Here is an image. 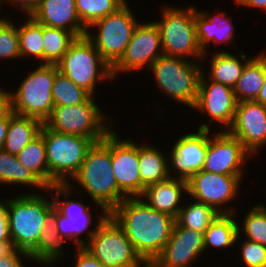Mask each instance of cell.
Masks as SVG:
<instances>
[{
    "instance_id": "cell-1",
    "label": "cell",
    "mask_w": 266,
    "mask_h": 267,
    "mask_svg": "<svg viewBox=\"0 0 266 267\" xmlns=\"http://www.w3.org/2000/svg\"><path fill=\"white\" fill-rule=\"evenodd\" d=\"M109 215L148 265L161 253L176 224L175 218L149 207L140 197L125 198Z\"/></svg>"
},
{
    "instance_id": "cell-2",
    "label": "cell",
    "mask_w": 266,
    "mask_h": 267,
    "mask_svg": "<svg viewBox=\"0 0 266 267\" xmlns=\"http://www.w3.org/2000/svg\"><path fill=\"white\" fill-rule=\"evenodd\" d=\"M111 161V131L102 141L89 149L77 174L71 179L77 183L68 185L79 195V190L92 199L96 208L110 213L122 200L127 198L118 188ZM75 181V182H74ZM79 189V190H77Z\"/></svg>"
},
{
    "instance_id": "cell-3",
    "label": "cell",
    "mask_w": 266,
    "mask_h": 267,
    "mask_svg": "<svg viewBox=\"0 0 266 267\" xmlns=\"http://www.w3.org/2000/svg\"><path fill=\"white\" fill-rule=\"evenodd\" d=\"M47 193L51 194L54 208L51 216L55 219V228L61 238H65L68 242H74L75 248L83 247L90 241L96 233L98 226L109 215L107 211L97 213V220L92 219L93 213L89 203H83L80 198L73 200L76 197V192L68 184H55L47 188ZM100 214V215H99ZM95 221V222H93ZM92 223V224H91ZM95 223V224H94ZM91 225H95L94 227ZM93 227V228H92ZM90 228V229H89ZM92 228V229H91ZM83 233H86L85 238H81Z\"/></svg>"
},
{
    "instance_id": "cell-4",
    "label": "cell",
    "mask_w": 266,
    "mask_h": 267,
    "mask_svg": "<svg viewBox=\"0 0 266 267\" xmlns=\"http://www.w3.org/2000/svg\"><path fill=\"white\" fill-rule=\"evenodd\" d=\"M53 208L51 196L39 190L8 198L9 234L16 249L29 254L36 247Z\"/></svg>"
},
{
    "instance_id": "cell-5",
    "label": "cell",
    "mask_w": 266,
    "mask_h": 267,
    "mask_svg": "<svg viewBox=\"0 0 266 267\" xmlns=\"http://www.w3.org/2000/svg\"><path fill=\"white\" fill-rule=\"evenodd\" d=\"M203 67L201 61L163 55L151 64L149 72L160 94L191 109L198 96Z\"/></svg>"
},
{
    "instance_id": "cell-6",
    "label": "cell",
    "mask_w": 266,
    "mask_h": 267,
    "mask_svg": "<svg viewBox=\"0 0 266 267\" xmlns=\"http://www.w3.org/2000/svg\"><path fill=\"white\" fill-rule=\"evenodd\" d=\"M160 9L161 19L154 22L160 32L164 55L202 61L204 54L196 38L195 6L185 8L165 3Z\"/></svg>"
},
{
    "instance_id": "cell-7",
    "label": "cell",
    "mask_w": 266,
    "mask_h": 267,
    "mask_svg": "<svg viewBox=\"0 0 266 267\" xmlns=\"http://www.w3.org/2000/svg\"><path fill=\"white\" fill-rule=\"evenodd\" d=\"M40 134L45 141L48 187L55 184L70 183L95 142L82 136L55 132L50 130L44 123Z\"/></svg>"
},
{
    "instance_id": "cell-8",
    "label": "cell",
    "mask_w": 266,
    "mask_h": 267,
    "mask_svg": "<svg viewBox=\"0 0 266 267\" xmlns=\"http://www.w3.org/2000/svg\"><path fill=\"white\" fill-rule=\"evenodd\" d=\"M95 97L90 96L82 104L54 106L44 124L55 132L82 136L92 139L95 143L102 141L115 127V123L112 116L102 112L103 109H100Z\"/></svg>"
},
{
    "instance_id": "cell-9",
    "label": "cell",
    "mask_w": 266,
    "mask_h": 267,
    "mask_svg": "<svg viewBox=\"0 0 266 267\" xmlns=\"http://www.w3.org/2000/svg\"><path fill=\"white\" fill-rule=\"evenodd\" d=\"M56 66L60 73L91 96H96L98 83L114 80L112 67L86 36L77 37Z\"/></svg>"
},
{
    "instance_id": "cell-10",
    "label": "cell",
    "mask_w": 266,
    "mask_h": 267,
    "mask_svg": "<svg viewBox=\"0 0 266 267\" xmlns=\"http://www.w3.org/2000/svg\"><path fill=\"white\" fill-rule=\"evenodd\" d=\"M28 73L19 87L15 90L9 89L11 111L44 123L54 108L52 87L55 65L39 64Z\"/></svg>"
},
{
    "instance_id": "cell-11",
    "label": "cell",
    "mask_w": 266,
    "mask_h": 267,
    "mask_svg": "<svg viewBox=\"0 0 266 267\" xmlns=\"http://www.w3.org/2000/svg\"><path fill=\"white\" fill-rule=\"evenodd\" d=\"M128 3L127 1L115 13L96 21L86 31L85 36L111 67L121 59L136 26L142 21L136 18L137 14L132 12Z\"/></svg>"
},
{
    "instance_id": "cell-12",
    "label": "cell",
    "mask_w": 266,
    "mask_h": 267,
    "mask_svg": "<svg viewBox=\"0 0 266 267\" xmlns=\"http://www.w3.org/2000/svg\"><path fill=\"white\" fill-rule=\"evenodd\" d=\"M83 248L105 267H149L110 215L101 222Z\"/></svg>"
},
{
    "instance_id": "cell-13",
    "label": "cell",
    "mask_w": 266,
    "mask_h": 267,
    "mask_svg": "<svg viewBox=\"0 0 266 267\" xmlns=\"http://www.w3.org/2000/svg\"><path fill=\"white\" fill-rule=\"evenodd\" d=\"M242 180L244 175H223L201 170L187 181V196L212 206L220 214L238 213L235 211L237 207L229 203L233 204L240 198Z\"/></svg>"
},
{
    "instance_id": "cell-14",
    "label": "cell",
    "mask_w": 266,
    "mask_h": 267,
    "mask_svg": "<svg viewBox=\"0 0 266 267\" xmlns=\"http://www.w3.org/2000/svg\"><path fill=\"white\" fill-rule=\"evenodd\" d=\"M209 124H201L197 131L178 136L168 153V173L170 177L188 181L195 173L202 170L208 139L210 137ZM176 175V176H175Z\"/></svg>"
},
{
    "instance_id": "cell-15",
    "label": "cell",
    "mask_w": 266,
    "mask_h": 267,
    "mask_svg": "<svg viewBox=\"0 0 266 267\" xmlns=\"http://www.w3.org/2000/svg\"><path fill=\"white\" fill-rule=\"evenodd\" d=\"M160 32L153 21L139 22L121 59L112 67L115 81L119 73L149 70L151 64L163 56ZM118 74V75H117Z\"/></svg>"
},
{
    "instance_id": "cell-16",
    "label": "cell",
    "mask_w": 266,
    "mask_h": 267,
    "mask_svg": "<svg viewBox=\"0 0 266 267\" xmlns=\"http://www.w3.org/2000/svg\"><path fill=\"white\" fill-rule=\"evenodd\" d=\"M252 155L227 131L211 132L202 170L223 175H245L247 160Z\"/></svg>"
},
{
    "instance_id": "cell-17",
    "label": "cell",
    "mask_w": 266,
    "mask_h": 267,
    "mask_svg": "<svg viewBox=\"0 0 266 267\" xmlns=\"http://www.w3.org/2000/svg\"><path fill=\"white\" fill-rule=\"evenodd\" d=\"M116 130H111V161L118 188L127 198L140 197L139 143L133 137L121 139Z\"/></svg>"
},
{
    "instance_id": "cell-18",
    "label": "cell",
    "mask_w": 266,
    "mask_h": 267,
    "mask_svg": "<svg viewBox=\"0 0 266 267\" xmlns=\"http://www.w3.org/2000/svg\"><path fill=\"white\" fill-rule=\"evenodd\" d=\"M237 101L232 88L210 80L202 72L198 96L192 109L203 113L211 123L220 125L219 131H227L231 126Z\"/></svg>"
},
{
    "instance_id": "cell-19",
    "label": "cell",
    "mask_w": 266,
    "mask_h": 267,
    "mask_svg": "<svg viewBox=\"0 0 266 267\" xmlns=\"http://www.w3.org/2000/svg\"><path fill=\"white\" fill-rule=\"evenodd\" d=\"M227 132L236 137L252 156L259 154L266 145V107L255 101L237 103Z\"/></svg>"
},
{
    "instance_id": "cell-20",
    "label": "cell",
    "mask_w": 266,
    "mask_h": 267,
    "mask_svg": "<svg viewBox=\"0 0 266 267\" xmlns=\"http://www.w3.org/2000/svg\"><path fill=\"white\" fill-rule=\"evenodd\" d=\"M204 252L203 233L176 223L168 242L149 267H192Z\"/></svg>"
},
{
    "instance_id": "cell-21",
    "label": "cell",
    "mask_w": 266,
    "mask_h": 267,
    "mask_svg": "<svg viewBox=\"0 0 266 267\" xmlns=\"http://www.w3.org/2000/svg\"><path fill=\"white\" fill-rule=\"evenodd\" d=\"M232 18L227 17L226 11H220L218 13L213 12L211 14L209 10H198L195 7V27H196V38L199 47L203 51L202 65L206 58H209L208 52L210 43H217L218 45L225 43L232 44L235 51L238 49L236 43L233 42L235 39V27ZM235 43V44H233Z\"/></svg>"
},
{
    "instance_id": "cell-22",
    "label": "cell",
    "mask_w": 266,
    "mask_h": 267,
    "mask_svg": "<svg viewBox=\"0 0 266 267\" xmlns=\"http://www.w3.org/2000/svg\"><path fill=\"white\" fill-rule=\"evenodd\" d=\"M30 16L38 23L65 29L77 37L86 35L87 29L78 17L75 0H40Z\"/></svg>"
},
{
    "instance_id": "cell-23",
    "label": "cell",
    "mask_w": 266,
    "mask_h": 267,
    "mask_svg": "<svg viewBox=\"0 0 266 267\" xmlns=\"http://www.w3.org/2000/svg\"><path fill=\"white\" fill-rule=\"evenodd\" d=\"M184 195H188L187 181L169 177L146 187L140 198L149 207L176 219L183 203H187Z\"/></svg>"
},
{
    "instance_id": "cell-24",
    "label": "cell",
    "mask_w": 266,
    "mask_h": 267,
    "mask_svg": "<svg viewBox=\"0 0 266 267\" xmlns=\"http://www.w3.org/2000/svg\"><path fill=\"white\" fill-rule=\"evenodd\" d=\"M239 51V52H238ZM237 53H231L224 49L216 50L210 57V63L207 70L202 68L206 76L215 82L234 88L245 65L254 57L247 56L243 51L237 50ZM239 55V56H238ZM208 71V75L205 71Z\"/></svg>"
},
{
    "instance_id": "cell-25",
    "label": "cell",
    "mask_w": 266,
    "mask_h": 267,
    "mask_svg": "<svg viewBox=\"0 0 266 267\" xmlns=\"http://www.w3.org/2000/svg\"><path fill=\"white\" fill-rule=\"evenodd\" d=\"M67 240L61 238L55 228V219L50 215L36 247L29 253L32 262L39 263L44 267H55L60 261L65 259L69 252H65L64 243ZM66 254V256H65Z\"/></svg>"
},
{
    "instance_id": "cell-26",
    "label": "cell",
    "mask_w": 266,
    "mask_h": 267,
    "mask_svg": "<svg viewBox=\"0 0 266 267\" xmlns=\"http://www.w3.org/2000/svg\"><path fill=\"white\" fill-rule=\"evenodd\" d=\"M143 143V144H142ZM139 142V171L141 176V195L144 189L157 182L168 179V154L149 143Z\"/></svg>"
},
{
    "instance_id": "cell-27",
    "label": "cell",
    "mask_w": 266,
    "mask_h": 267,
    "mask_svg": "<svg viewBox=\"0 0 266 267\" xmlns=\"http://www.w3.org/2000/svg\"><path fill=\"white\" fill-rule=\"evenodd\" d=\"M43 123L36 118L9 112V127L3 150L18 155L39 134Z\"/></svg>"
},
{
    "instance_id": "cell-28",
    "label": "cell",
    "mask_w": 266,
    "mask_h": 267,
    "mask_svg": "<svg viewBox=\"0 0 266 267\" xmlns=\"http://www.w3.org/2000/svg\"><path fill=\"white\" fill-rule=\"evenodd\" d=\"M236 213L220 214L204 232L205 252L210 248L229 251L239 242L238 218ZM236 218V219H235Z\"/></svg>"
},
{
    "instance_id": "cell-29",
    "label": "cell",
    "mask_w": 266,
    "mask_h": 267,
    "mask_svg": "<svg viewBox=\"0 0 266 267\" xmlns=\"http://www.w3.org/2000/svg\"><path fill=\"white\" fill-rule=\"evenodd\" d=\"M265 51L255 56L245 65L242 75L233 88L237 103L255 101L264 84Z\"/></svg>"
},
{
    "instance_id": "cell-30",
    "label": "cell",
    "mask_w": 266,
    "mask_h": 267,
    "mask_svg": "<svg viewBox=\"0 0 266 267\" xmlns=\"http://www.w3.org/2000/svg\"><path fill=\"white\" fill-rule=\"evenodd\" d=\"M27 186L34 190L40 188L44 193L47 186L29 169L25 168L18 160L17 155L0 150V185Z\"/></svg>"
},
{
    "instance_id": "cell-31",
    "label": "cell",
    "mask_w": 266,
    "mask_h": 267,
    "mask_svg": "<svg viewBox=\"0 0 266 267\" xmlns=\"http://www.w3.org/2000/svg\"><path fill=\"white\" fill-rule=\"evenodd\" d=\"M193 201L186 205L183 203L176 223L183 228L203 233L210 224L220 215V213L210 205L203 202Z\"/></svg>"
},
{
    "instance_id": "cell-32",
    "label": "cell",
    "mask_w": 266,
    "mask_h": 267,
    "mask_svg": "<svg viewBox=\"0 0 266 267\" xmlns=\"http://www.w3.org/2000/svg\"><path fill=\"white\" fill-rule=\"evenodd\" d=\"M19 22L21 25L17 27L21 58L32 57L31 59H36L39 64H43V24L38 23L31 16Z\"/></svg>"
},
{
    "instance_id": "cell-33",
    "label": "cell",
    "mask_w": 266,
    "mask_h": 267,
    "mask_svg": "<svg viewBox=\"0 0 266 267\" xmlns=\"http://www.w3.org/2000/svg\"><path fill=\"white\" fill-rule=\"evenodd\" d=\"M76 38L73 32L43 25V64L56 65Z\"/></svg>"
},
{
    "instance_id": "cell-34",
    "label": "cell",
    "mask_w": 266,
    "mask_h": 267,
    "mask_svg": "<svg viewBox=\"0 0 266 267\" xmlns=\"http://www.w3.org/2000/svg\"><path fill=\"white\" fill-rule=\"evenodd\" d=\"M19 162L48 187V164L44 137L39 134L17 155Z\"/></svg>"
},
{
    "instance_id": "cell-35",
    "label": "cell",
    "mask_w": 266,
    "mask_h": 267,
    "mask_svg": "<svg viewBox=\"0 0 266 267\" xmlns=\"http://www.w3.org/2000/svg\"><path fill=\"white\" fill-rule=\"evenodd\" d=\"M128 0H75L78 17L88 29L96 21L115 13Z\"/></svg>"
},
{
    "instance_id": "cell-36",
    "label": "cell",
    "mask_w": 266,
    "mask_h": 267,
    "mask_svg": "<svg viewBox=\"0 0 266 267\" xmlns=\"http://www.w3.org/2000/svg\"><path fill=\"white\" fill-rule=\"evenodd\" d=\"M91 95L75 85L68 77L60 73L55 65V79L52 87L54 106H72L84 103Z\"/></svg>"
},
{
    "instance_id": "cell-37",
    "label": "cell",
    "mask_w": 266,
    "mask_h": 267,
    "mask_svg": "<svg viewBox=\"0 0 266 267\" xmlns=\"http://www.w3.org/2000/svg\"><path fill=\"white\" fill-rule=\"evenodd\" d=\"M247 211L241 218L243 220H238L239 238L244 235L243 238L266 246V212L259 204L249 207Z\"/></svg>"
},
{
    "instance_id": "cell-38",
    "label": "cell",
    "mask_w": 266,
    "mask_h": 267,
    "mask_svg": "<svg viewBox=\"0 0 266 267\" xmlns=\"http://www.w3.org/2000/svg\"><path fill=\"white\" fill-rule=\"evenodd\" d=\"M20 58L18 27L9 18L0 24V59Z\"/></svg>"
},
{
    "instance_id": "cell-39",
    "label": "cell",
    "mask_w": 266,
    "mask_h": 267,
    "mask_svg": "<svg viewBox=\"0 0 266 267\" xmlns=\"http://www.w3.org/2000/svg\"><path fill=\"white\" fill-rule=\"evenodd\" d=\"M240 261L242 267H266V246L243 238L239 243Z\"/></svg>"
},
{
    "instance_id": "cell-40",
    "label": "cell",
    "mask_w": 266,
    "mask_h": 267,
    "mask_svg": "<svg viewBox=\"0 0 266 267\" xmlns=\"http://www.w3.org/2000/svg\"><path fill=\"white\" fill-rule=\"evenodd\" d=\"M23 261L32 262L31 256L24 251L16 249L11 255L0 257V267H26L27 264Z\"/></svg>"
},
{
    "instance_id": "cell-41",
    "label": "cell",
    "mask_w": 266,
    "mask_h": 267,
    "mask_svg": "<svg viewBox=\"0 0 266 267\" xmlns=\"http://www.w3.org/2000/svg\"><path fill=\"white\" fill-rule=\"evenodd\" d=\"M76 249V258L74 257L75 264L74 267H105L97 258L92 256L83 247H78Z\"/></svg>"
},
{
    "instance_id": "cell-42",
    "label": "cell",
    "mask_w": 266,
    "mask_h": 267,
    "mask_svg": "<svg viewBox=\"0 0 266 267\" xmlns=\"http://www.w3.org/2000/svg\"><path fill=\"white\" fill-rule=\"evenodd\" d=\"M11 240L8 227V198L0 199V241Z\"/></svg>"
},
{
    "instance_id": "cell-43",
    "label": "cell",
    "mask_w": 266,
    "mask_h": 267,
    "mask_svg": "<svg viewBox=\"0 0 266 267\" xmlns=\"http://www.w3.org/2000/svg\"><path fill=\"white\" fill-rule=\"evenodd\" d=\"M3 2L5 3L4 5L8 3L12 6V9L16 8V12L18 10L17 8H19V11L21 13L23 12V15L30 16L39 5L40 0H3Z\"/></svg>"
},
{
    "instance_id": "cell-44",
    "label": "cell",
    "mask_w": 266,
    "mask_h": 267,
    "mask_svg": "<svg viewBox=\"0 0 266 267\" xmlns=\"http://www.w3.org/2000/svg\"><path fill=\"white\" fill-rule=\"evenodd\" d=\"M11 111L10 93L7 89L0 87V119Z\"/></svg>"
},
{
    "instance_id": "cell-45",
    "label": "cell",
    "mask_w": 266,
    "mask_h": 267,
    "mask_svg": "<svg viewBox=\"0 0 266 267\" xmlns=\"http://www.w3.org/2000/svg\"><path fill=\"white\" fill-rule=\"evenodd\" d=\"M237 5L248 8H257L266 12V0H234Z\"/></svg>"
},
{
    "instance_id": "cell-46",
    "label": "cell",
    "mask_w": 266,
    "mask_h": 267,
    "mask_svg": "<svg viewBox=\"0 0 266 267\" xmlns=\"http://www.w3.org/2000/svg\"><path fill=\"white\" fill-rule=\"evenodd\" d=\"M9 127V113L0 119V150H3L7 131Z\"/></svg>"
},
{
    "instance_id": "cell-47",
    "label": "cell",
    "mask_w": 266,
    "mask_h": 267,
    "mask_svg": "<svg viewBox=\"0 0 266 267\" xmlns=\"http://www.w3.org/2000/svg\"><path fill=\"white\" fill-rule=\"evenodd\" d=\"M16 250L12 240L0 241V257L11 255Z\"/></svg>"
},
{
    "instance_id": "cell-48",
    "label": "cell",
    "mask_w": 266,
    "mask_h": 267,
    "mask_svg": "<svg viewBox=\"0 0 266 267\" xmlns=\"http://www.w3.org/2000/svg\"><path fill=\"white\" fill-rule=\"evenodd\" d=\"M255 102H258L266 107V52H265V71H264V84L259 92Z\"/></svg>"
},
{
    "instance_id": "cell-49",
    "label": "cell",
    "mask_w": 266,
    "mask_h": 267,
    "mask_svg": "<svg viewBox=\"0 0 266 267\" xmlns=\"http://www.w3.org/2000/svg\"><path fill=\"white\" fill-rule=\"evenodd\" d=\"M4 4H3V0H0V10L2 11V6H3ZM0 11V15L3 13V12H1ZM7 19H9V16L8 17H3V15L2 16H0V24L1 23H3V22H5Z\"/></svg>"
},
{
    "instance_id": "cell-50",
    "label": "cell",
    "mask_w": 266,
    "mask_h": 267,
    "mask_svg": "<svg viewBox=\"0 0 266 267\" xmlns=\"http://www.w3.org/2000/svg\"><path fill=\"white\" fill-rule=\"evenodd\" d=\"M259 205L262 207V209L266 212V204H261V203H259Z\"/></svg>"
}]
</instances>
